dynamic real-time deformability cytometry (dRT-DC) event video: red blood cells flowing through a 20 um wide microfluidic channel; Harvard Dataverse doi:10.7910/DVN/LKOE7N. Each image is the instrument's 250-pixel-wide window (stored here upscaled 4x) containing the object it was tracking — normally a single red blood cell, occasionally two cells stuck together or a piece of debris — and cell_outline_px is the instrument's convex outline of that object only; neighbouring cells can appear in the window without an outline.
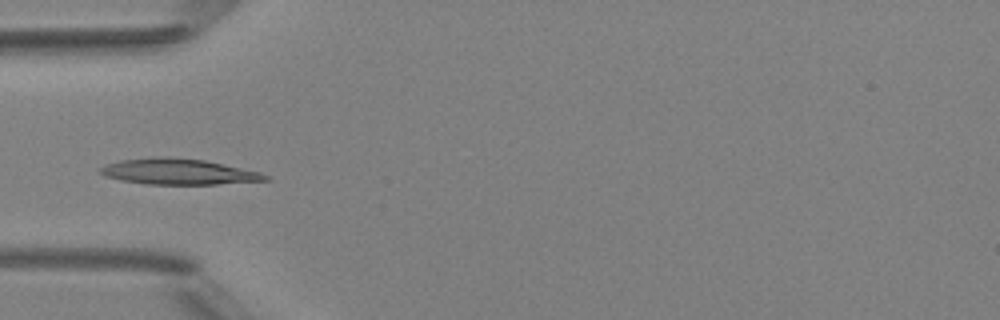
{"species": "Egyptian fruit bat (a non-hibernating species)", "species_latin": "Rousettus aegyptiacus", "temperature_condition": "room temperature", "stored_images_in_passage": 3, "camera_frame_rate_fps": 3000, "um_per_image_px": 0.085, "animal": {"sex": "female"}, "frame": {"image": 1, "passage_image": 3, "time_ms": 3.333, "image_size_px": [1000, 320], "cell_outline_px": [[272, 180], [216, 184], [144, 184], [120, 180], [104, 176], [96, 168], [120, 160], [152, 156], [168, 156], [204, 160], [260, 172], [268, 176]], "centroid_in_image_um": [15.12, 14.58], "position_along_channel_um": 69.9, "area_um2": 24.97}}